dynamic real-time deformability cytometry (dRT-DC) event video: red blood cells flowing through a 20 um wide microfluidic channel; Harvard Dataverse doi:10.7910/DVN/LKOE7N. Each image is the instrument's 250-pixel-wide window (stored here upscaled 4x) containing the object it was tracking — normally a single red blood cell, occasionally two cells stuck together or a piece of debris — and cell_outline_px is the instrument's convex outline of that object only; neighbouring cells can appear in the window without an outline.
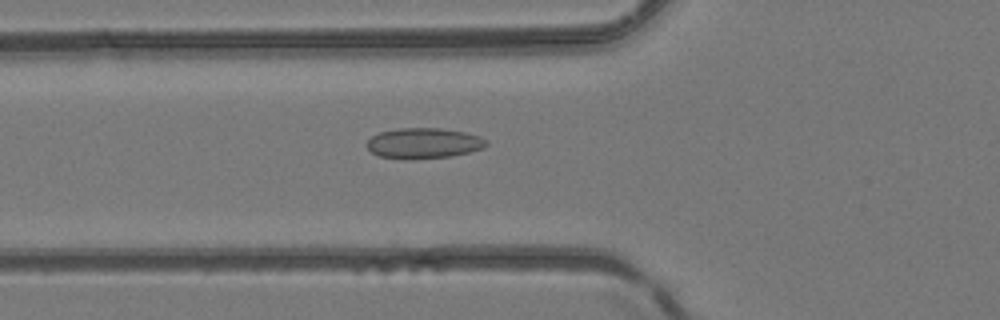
{"species": "common noctule bat (a hibernating species)", "species_latin": "Nyctalus noctula", "temperature_condition": "room temperature", "stored_images_in_passage": 48, "camera_frame_rate_fps": 3000, "um_per_image_px": 0.085, "animal": {"sex": "female", "body_mass_g": 24.6, "forearm_length_mm": 56.2}, "frame": {"image": 1, "passage_image": 18, "time_ms": 5.667, "image_size_px": [1000, 320], "cell_outline_px": [[488, 144], [484, 148], [452, 156], [380, 156], [372, 152], [368, 148], [368, 140], [372, 136], [380, 132], [400, 128], [440, 128], [464, 132], [480, 136], [488, 140]], "centroid_in_image_um": [36.09, 12.12], "position_along_channel_um": 89.7, "area_um2": 20.23}}
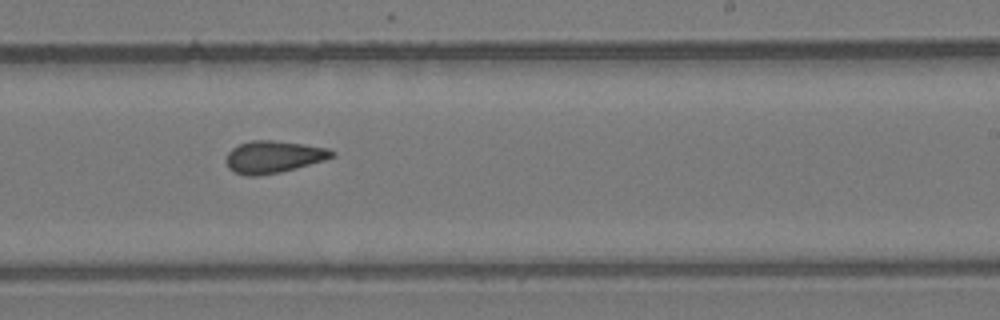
{"frame": {"image": 2, "passage_image": 30, "time_ms": 9.667, "image_size_px": [1000, 320], "cell_outline_px": [[336, 156], [324, 160], [296, 168], [280, 172], [260, 176], [248, 176], [236, 172], [228, 168], [224, 160], [228, 152], [232, 148], [240, 144], [252, 140], [272, 140], [304, 144], [328, 148], [336, 152]], "centroid_in_image_um": [23.24, 13.33], "position_along_channel_um": 265.8, "area_um2": 19.94}}
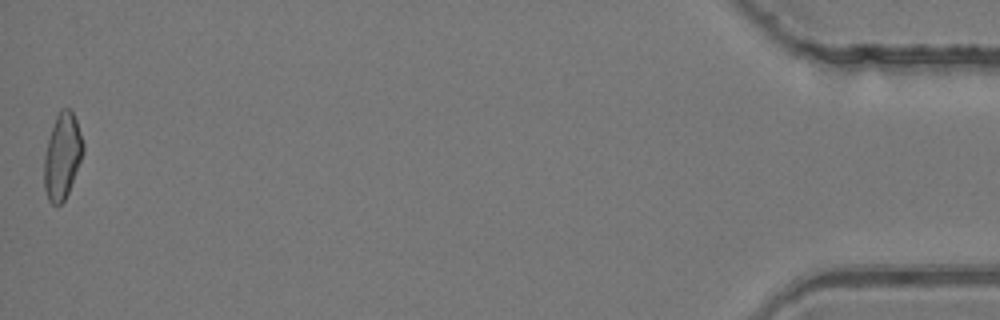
{"frame": {"image": 3, "passage_image": 48, "time_ms": 15.667, "image_size_px": [1000, 320], "cell_outline_px": [[84, 152], [68, 192], [64, 200], [60, 204], [52, 204], [48, 200], [44, 188], [44, 156], [48, 140], [56, 116], [60, 108], [68, 108], [72, 112], [76, 120], [84, 144]], "centroid_in_image_um": [5.29, 13.27], "position_along_channel_um": 429.9, "area_um2": 19.31}}